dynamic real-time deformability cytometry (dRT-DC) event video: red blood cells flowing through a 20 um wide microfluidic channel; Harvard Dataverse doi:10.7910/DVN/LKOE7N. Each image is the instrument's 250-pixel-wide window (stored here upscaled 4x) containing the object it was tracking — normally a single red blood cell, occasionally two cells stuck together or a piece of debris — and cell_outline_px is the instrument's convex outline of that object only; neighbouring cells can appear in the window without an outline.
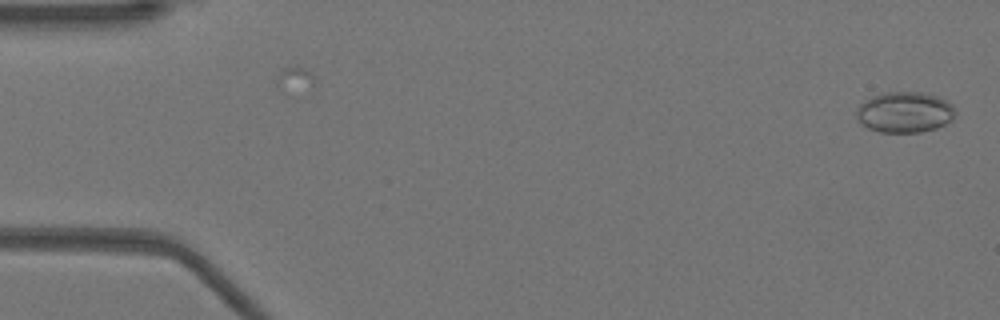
{"species": "Egyptian fruit bat (a non-hibernating species)", "species_latin": "Rousettus aegyptiacus", "temperature_condition": "warm", "stored_images_in_passage": 46, "camera_frame_rate_fps": 3000, "um_per_image_px": 0.085, "animal": {"sex": "female"}, "frame": {"image": 1, "passage_image": 1, "time_ms": 0.0, "image_size_px": [1000, 320], "cell_outline_px": [[956, 112], [952, 120], [936, 128], [920, 132], [880, 132], [868, 128], [860, 124], [856, 120], [856, 108], [864, 100], [872, 96], [884, 92], [924, 92], [936, 96], [952, 104], [956, 108]], "centroid_in_image_um": [76.87, 9.53], "position_along_channel_um": 8.1, "area_um2": 23.76}}
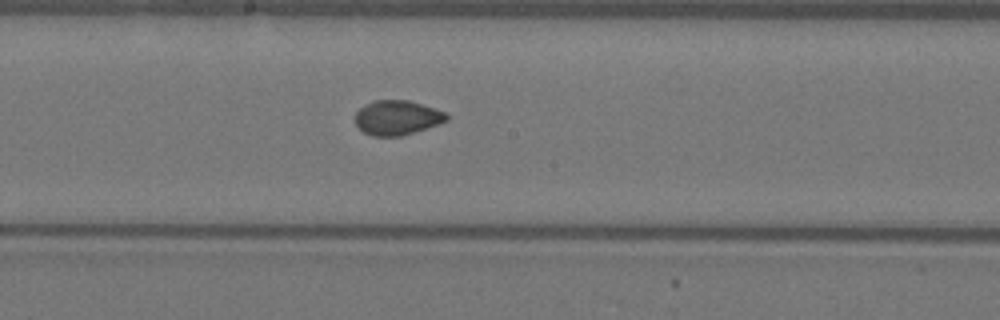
{"frame": {"image": 2, "passage_image": 27, "time_ms": 8.667, "image_size_px": [1000, 320], "cell_outline_px": [[448, 120], [440, 124], [400, 136], [372, 136], [364, 132], [356, 124], [356, 112], [360, 108], [376, 100], [408, 100], [448, 112]], "centroid_in_image_um": [33.8, 10.0], "position_along_channel_um": 214.4, "area_um2": 18.32}}
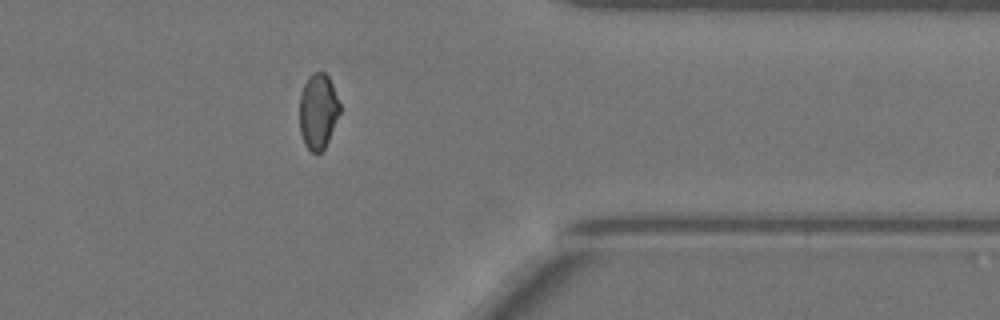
{"frame": {"image": 3, "passage_image": 41, "time_ms": 13.333, "image_size_px": [1000, 320], "cell_outline_px": [[340, 112], [328, 140], [324, 148], [320, 152], [312, 152], [304, 144], [300, 132], [300, 96], [304, 84], [308, 76], [312, 72], [324, 72], [328, 76], [332, 84], [340, 104]], "centroid_in_image_um": [27.03, 9.44], "position_along_channel_um": 384.4, "area_um2": 17.57}}